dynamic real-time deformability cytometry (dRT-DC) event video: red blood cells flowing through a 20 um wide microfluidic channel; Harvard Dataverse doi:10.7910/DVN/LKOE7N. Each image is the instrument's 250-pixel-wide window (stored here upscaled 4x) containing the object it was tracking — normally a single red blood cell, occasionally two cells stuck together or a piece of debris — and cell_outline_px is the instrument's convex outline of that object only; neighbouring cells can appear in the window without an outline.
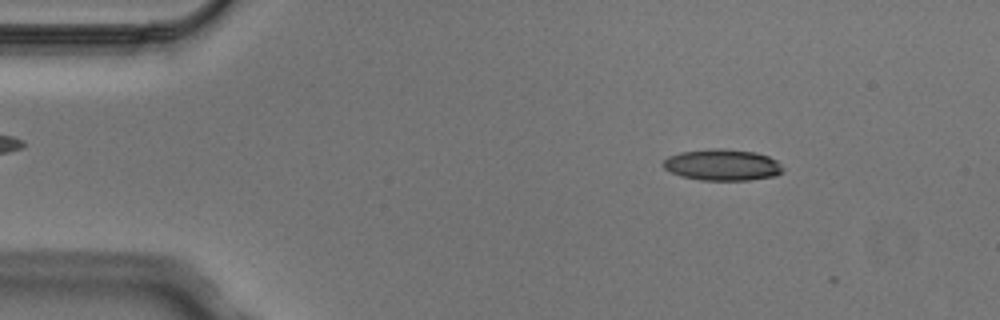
{"species": "Egyptian fruit bat (a non-hibernating species)", "species_latin": "Rousettus aegyptiacus", "temperature_condition": "cold", "stored_images_in_passage": 4, "camera_frame_rate_fps": 3000, "um_per_image_px": 0.085, "animal": {"sex": "male"}, "frame": {"image": 1, "passage_image": 2, "time_ms": 0.333, "image_size_px": [1000, 320], "cell_outline_px": [[784, 172], [776, 176], [748, 180], [700, 180], [680, 176], [664, 168], [660, 164], [668, 156], [680, 152], [708, 148], [720, 148], [756, 152], [768, 156], [776, 160], [784, 168]], "centroid_in_image_um": [61.4, 14.01], "position_along_channel_um": 23.6, "area_um2": 22.14}}